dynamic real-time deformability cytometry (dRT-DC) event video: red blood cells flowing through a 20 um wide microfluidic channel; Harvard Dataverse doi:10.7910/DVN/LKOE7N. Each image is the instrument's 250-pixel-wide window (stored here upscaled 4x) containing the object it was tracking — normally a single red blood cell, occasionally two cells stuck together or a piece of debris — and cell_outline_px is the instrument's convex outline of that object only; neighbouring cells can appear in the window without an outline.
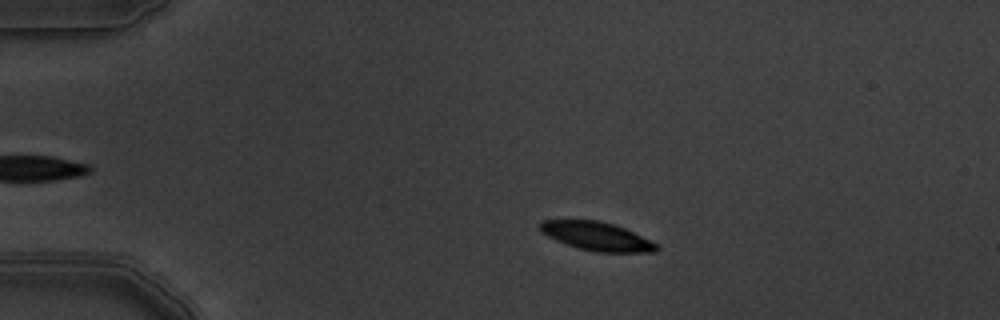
{"species": "common noctule bat (a hibernating species)", "species_latin": "Nyctalus noctula", "temperature_condition": "warm", "stored_images_in_passage": 6, "camera_frame_rate_fps": 3000, "um_per_image_px": 0.085, "animal": {"sex": "male", "body_mass_g": 19.5, "forearm_length_mm": 54.6}, "frame": {"image": 1, "passage_image": 3, "time_ms": 0.667, "image_size_px": [1000, 320], "cell_outline_px": [[660, 248], [656, 252], [596, 252], [576, 248], [556, 240], [540, 232], [540, 220], [600, 220], [616, 224], [656, 244]], "centroid_in_image_um": [50.69, 20.08], "position_along_channel_um": 34.3, "area_um2": 19.36}}